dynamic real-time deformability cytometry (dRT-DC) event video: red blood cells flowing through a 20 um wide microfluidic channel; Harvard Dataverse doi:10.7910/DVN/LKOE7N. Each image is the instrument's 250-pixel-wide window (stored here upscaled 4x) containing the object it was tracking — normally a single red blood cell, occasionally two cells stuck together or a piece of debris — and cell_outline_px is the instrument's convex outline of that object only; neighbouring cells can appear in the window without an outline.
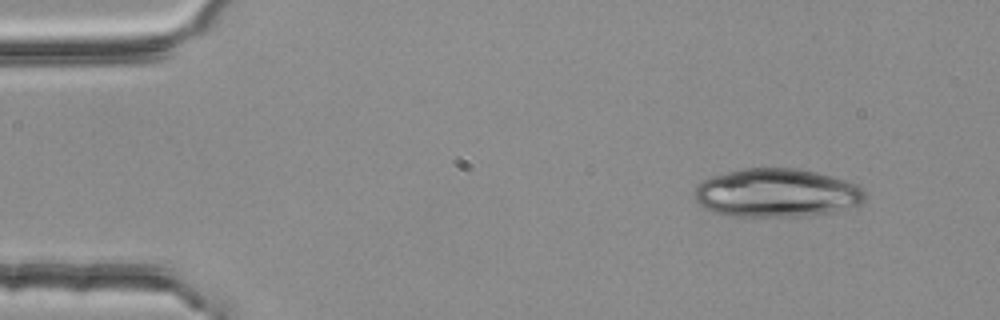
{"species": "common noctule bat (a hibernating species)", "species_latin": "Nyctalus noctula", "temperature_condition": "room temperature", "stored_images_in_passage": 3, "camera_frame_rate_fps": 3000, "um_per_image_px": 0.085, "animal": {"sex": "female", "body_mass_g": 25.1}, "frame": {"image": 1, "passage_image": 1, "time_ms": 0.0, "image_size_px": [1000, 320], "cell_outline_px": [[864, 200], [860, 204], [832, 212], [804, 216], [732, 216], [712, 212], [704, 208], [696, 200], [692, 192], [704, 180], [740, 168], [792, 168], [816, 172], [844, 180], [856, 184], [864, 192]], "centroid_in_image_um": [65.99, 16.41], "position_along_channel_um": 19.0, "area_um2": 47.86}}